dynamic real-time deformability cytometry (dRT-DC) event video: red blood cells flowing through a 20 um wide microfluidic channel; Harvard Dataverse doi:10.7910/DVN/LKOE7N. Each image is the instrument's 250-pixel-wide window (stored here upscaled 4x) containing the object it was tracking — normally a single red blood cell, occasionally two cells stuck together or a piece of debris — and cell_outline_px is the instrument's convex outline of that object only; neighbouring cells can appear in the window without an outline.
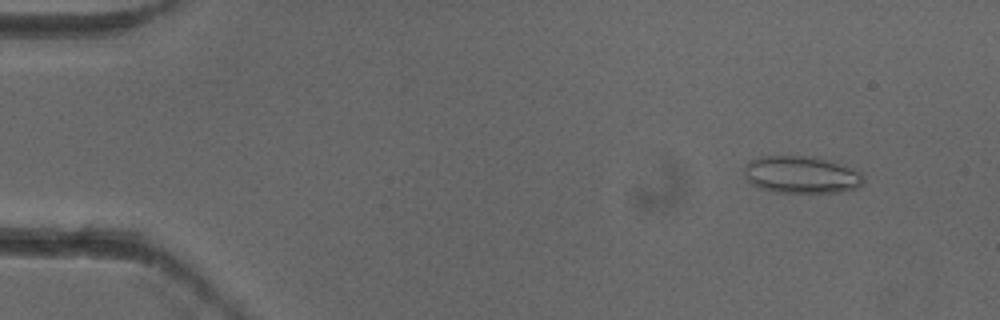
{"species": "common noctule bat (a hibernating species)", "species_latin": "Nyctalus noctula", "temperature_condition": "cold", "stored_images_in_passage": 4, "camera_frame_rate_fps": 3000, "um_per_image_px": 0.085, "animal": {"sex": "female"}, "frame": {"image": 1, "passage_image": 2, "time_ms": 0.333, "image_size_px": [1000, 320], "cell_outline_px": [[864, 180], [856, 188], [840, 192], [776, 192], [760, 188], [752, 184], [744, 176], [744, 168], [748, 160], [760, 156], [804, 156], [844, 164], [860, 172], [864, 176]], "centroid_in_image_um": [68.08, 14.85], "position_along_channel_um": 16.9, "area_um2": 25.78}}